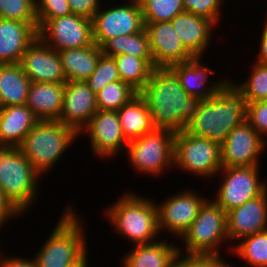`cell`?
I'll return each instance as SVG.
<instances>
[{"label":"cell","mask_w":267,"mask_h":267,"mask_svg":"<svg viewBox=\"0 0 267 267\" xmlns=\"http://www.w3.org/2000/svg\"><path fill=\"white\" fill-rule=\"evenodd\" d=\"M139 94L147 102L154 127L174 133L186 128L202 102L185 92L169 68H154Z\"/></svg>","instance_id":"1"},{"label":"cell","mask_w":267,"mask_h":267,"mask_svg":"<svg viewBox=\"0 0 267 267\" xmlns=\"http://www.w3.org/2000/svg\"><path fill=\"white\" fill-rule=\"evenodd\" d=\"M246 113L244 94L229 79L214 96L202 100L185 130L194 136L223 144L227 135L246 120Z\"/></svg>","instance_id":"2"},{"label":"cell","mask_w":267,"mask_h":267,"mask_svg":"<svg viewBox=\"0 0 267 267\" xmlns=\"http://www.w3.org/2000/svg\"><path fill=\"white\" fill-rule=\"evenodd\" d=\"M105 214L113 229L133 245L151 243L159 237L157 206L149 197L124 193Z\"/></svg>","instance_id":"3"},{"label":"cell","mask_w":267,"mask_h":267,"mask_svg":"<svg viewBox=\"0 0 267 267\" xmlns=\"http://www.w3.org/2000/svg\"><path fill=\"white\" fill-rule=\"evenodd\" d=\"M78 136L59 120H39L26 134L19 149L42 177L54 168Z\"/></svg>","instance_id":"4"},{"label":"cell","mask_w":267,"mask_h":267,"mask_svg":"<svg viewBox=\"0 0 267 267\" xmlns=\"http://www.w3.org/2000/svg\"><path fill=\"white\" fill-rule=\"evenodd\" d=\"M72 206L64 210L53 231L34 257L37 267H68L86 251L80 216Z\"/></svg>","instance_id":"5"},{"label":"cell","mask_w":267,"mask_h":267,"mask_svg":"<svg viewBox=\"0 0 267 267\" xmlns=\"http://www.w3.org/2000/svg\"><path fill=\"white\" fill-rule=\"evenodd\" d=\"M40 176L19 147L0 145V187L22 213L37 198Z\"/></svg>","instance_id":"6"},{"label":"cell","mask_w":267,"mask_h":267,"mask_svg":"<svg viewBox=\"0 0 267 267\" xmlns=\"http://www.w3.org/2000/svg\"><path fill=\"white\" fill-rule=\"evenodd\" d=\"M227 213L214 200L207 199L193 223L179 238L186 255H220L221 243L229 241Z\"/></svg>","instance_id":"7"},{"label":"cell","mask_w":267,"mask_h":267,"mask_svg":"<svg viewBox=\"0 0 267 267\" xmlns=\"http://www.w3.org/2000/svg\"><path fill=\"white\" fill-rule=\"evenodd\" d=\"M174 140V132L154 128L130 141L124 152H127L128 161L136 171L158 176L174 167Z\"/></svg>","instance_id":"8"},{"label":"cell","mask_w":267,"mask_h":267,"mask_svg":"<svg viewBox=\"0 0 267 267\" xmlns=\"http://www.w3.org/2000/svg\"><path fill=\"white\" fill-rule=\"evenodd\" d=\"M175 166L202 178L218 175L222 168V144L189 134L185 129L177 132L174 140Z\"/></svg>","instance_id":"9"},{"label":"cell","mask_w":267,"mask_h":267,"mask_svg":"<svg viewBox=\"0 0 267 267\" xmlns=\"http://www.w3.org/2000/svg\"><path fill=\"white\" fill-rule=\"evenodd\" d=\"M259 165L248 167H222V182L214 201L227 213L233 208L261 195L267 184L259 177Z\"/></svg>","instance_id":"10"},{"label":"cell","mask_w":267,"mask_h":267,"mask_svg":"<svg viewBox=\"0 0 267 267\" xmlns=\"http://www.w3.org/2000/svg\"><path fill=\"white\" fill-rule=\"evenodd\" d=\"M126 4L112 5L104 10L100 8L93 16V41L99 47L116 36L131 35L145 29L139 1L129 0Z\"/></svg>","instance_id":"11"},{"label":"cell","mask_w":267,"mask_h":267,"mask_svg":"<svg viewBox=\"0 0 267 267\" xmlns=\"http://www.w3.org/2000/svg\"><path fill=\"white\" fill-rule=\"evenodd\" d=\"M38 37L56 51L93 45L92 19L73 13L49 19L38 29Z\"/></svg>","instance_id":"12"},{"label":"cell","mask_w":267,"mask_h":267,"mask_svg":"<svg viewBox=\"0 0 267 267\" xmlns=\"http://www.w3.org/2000/svg\"><path fill=\"white\" fill-rule=\"evenodd\" d=\"M194 192L191 188L167 197L161 203H156L158 212V227L160 233L167 230L178 239L193 223L202 205L207 199Z\"/></svg>","instance_id":"13"},{"label":"cell","mask_w":267,"mask_h":267,"mask_svg":"<svg viewBox=\"0 0 267 267\" xmlns=\"http://www.w3.org/2000/svg\"><path fill=\"white\" fill-rule=\"evenodd\" d=\"M88 133L94 155L112 158L126 150L129 141L123 133L117 111L98 110L80 134Z\"/></svg>","instance_id":"14"},{"label":"cell","mask_w":267,"mask_h":267,"mask_svg":"<svg viewBox=\"0 0 267 267\" xmlns=\"http://www.w3.org/2000/svg\"><path fill=\"white\" fill-rule=\"evenodd\" d=\"M267 141L245 120L236 126L222 144V167H248L259 165Z\"/></svg>","instance_id":"15"},{"label":"cell","mask_w":267,"mask_h":267,"mask_svg":"<svg viewBox=\"0 0 267 267\" xmlns=\"http://www.w3.org/2000/svg\"><path fill=\"white\" fill-rule=\"evenodd\" d=\"M145 30L148 34L155 68H169L176 63L195 58L184 46L171 21L147 23Z\"/></svg>","instance_id":"16"},{"label":"cell","mask_w":267,"mask_h":267,"mask_svg":"<svg viewBox=\"0 0 267 267\" xmlns=\"http://www.w3.org/2000/svg\"><path fill=\"white\" fill-rule=\"evenodd\" d=\"M19 64L31 82H67L58 51L39 37L26 49Z\"/></svg>","instance_id":"17"},{"label":"cell","mask_w":267,"mask_h":267,"mask_svg":"<svg viewBox=\"0 0 267 267\" xmlns=\"http://www.w3.org/2000/svg\"><path fill=\"white\" fill-rule=\"evenodd\" d=\"M98 111L96 94L85 81H67L59 121L78 135Z\"/></svg>","instance_id":"18"},{"label":"cell","mask_w":267,"mask_h":267,"mask_svg":"<svg viewBox=\"0 0 267 267\" xmlns=\"http://www.w3.org/2000/svg\"><path fill=\"white\" fill-rule=\"evenodd\" d=\"M229 241L267 230V189L259 196L227 212Z\"/></svg>","instance_id":"19"},{"label":"cell","mask_w":267,"mask_h":267,"mask_svg":"<svg viewBox=\"0 0 267 267\" xmlns=\"http://www.w3.org/2000/svg\"><path fill=\"white\" fill-rule=\"evenodd\" d=\"M38 31L28 22L0 18V64L20 63Z\"/></svg>","instance_id":"20"},{"label":"cell","mask_w":267,"mask_h":267,"mask_svg":"<svg viewBox=\"0 0 267 267\" xmlns=\"http://www.w3.org/2000/svg\"><path fill=\"white\" fill-rule=\"evenodd\" d=\"M201 57H195L189 61L176 63L169 67V69L177 76L180 85L190 96H196L202 100L214 96L222 85L228 80L227 78L220 81H214L211 86L207 84L210 74L215 71L205 67L202 64ZM208 85V86H207Z\"/></svg>","instance_id":"21"},{"label":"cell","mask_w":267,"mask_h":267,"mask_svg":"<svg viewBox=\"0 0 267 267\" xmlns=\"http://www.w3.org/2000/svg\"><path fill=\"white\" fill-rule=\"evenodd\" d=\"M171 23L184 46L195 56L202 57L211 41L212 30L216 26L207 18L184 11L175 16Z\"/></svg>","instance_id":"22"},{"label":"cell","mask_w":267,"mask_h":267,"mask_svg":"<svg viewBox=\"0 0 267 267\" xmlns=\"http://www.w3.org/2000/svg\"><path fill=\"white\" fill-rule=\"evenodd\" d=\"M175 245V246H174ZM122 258V267H176L179 247L159 238L151 243L134 245Z\"/></svg>","instance_id":"23"},{"label":"cell","mask_w":267,"mask_h":267,"mask_svg":"<svg viewBox=\"0 0 267 267\" xmlns=\"http://www.w3.org/2000/svg\"><path fill=\"white\" fill-rule=\"evenodd\" d=\"M39 119L26 105L0 108V145L19 147Z\"/></svg>","instance_id":"24"},{"label":"cell","mask_w":267,"mask_h":267,"mask_svg":"<svg viewBox=\"0 0 267 267\" xmlns=\"http://www.w3.org/2000/svg\"><path fill=\"white\" fill-rule=\"evenodd\" d=\"M64 83L31 82L26 105L39 120H59Z\"/></svg>","instance_id":"25"},{"label":"cell","mask_w":267,"mask_h":267,"mask_svg":"<svg viewBox=\"0 0 267 267\" xmlns=\"http://www.w3.org/2000/svg\"><path fill=\"white\" fill-rule=\"evenodd\" d=\"M67 81H86L94 72L102 49L96 43L58 51Z\"/></svg>","instance_id":"26"},{"label":"cell","mask_w":267,"mask_h":267,"mask_svg":"<svg viewBox=\"0 0 267 267\" xmlns=\"http://www.w3.org/2000/svg\"><path fill=\"white\" fill-rule=\"evenodd\" d=\"M120 124L125 138L130 142L150 132L155 127L147 102L138 93L118 111Z\"/></svg>","instance_id":"27"},{"label":"cell","mask_w":267,"mask_h":267,"mask_svg":"<svg viewBox=\"0 0 267 267\" xmlns=\"http://www.w3.org/2000/svg\"><path fill=\"white\" fill-rule=\"evenodd\" d=\"M30 84L19 63L0 64V108L26 104Z\"/></svg>","instance_id":"28"},{"label":"cell","mask_w":267,"mask_h":267,"mask_svg":"<svg viewBox=\"0 0 267 267\" xmlns=\"http://www.w3.org/2000/svg\"><path fill=\"white\" fill-rule=\"evenodd\" d=\"M113 58L117 64L120 80L139 93L155 68L153 58H140L128 54H119Z\"/></svg>","instance_id":"29"},{"label":"cell","mask_w":267,"mask_h":267,"mask_svg":"<svg viewBox=\"0 0 267 267\" xmlns=\"http://www.w3.org/2000/svg\"><path fill=\"white\" fill-rule=\"evenodd\" d=\"M102 53L107 56L128 54L140 58H153L146 30L131 35L116 36L102 46Z\"/></svg>","instance_id":"30"},{"label":"cell","mask_w":267,"mask_h":267,"mask_svg":"<svg viewBox=\"0 0 267 267\" xmlns=\"http://www.w3.org/2000/svg\"><path fill=\"white\" fill-rule=\"evenodd\" d=\"M242 240V241H241ZM230 251L248 266L267 267V230L244 237Z\"/></svg>","instance_id":"31"},{"label":"cell","mask_w":267,"mask_h":267,"mask_svg":"<svg viewBox=\"0 0 267 267\" xmlns=\"http://www.w3.org/2000/svg\"><path fill=\"white\" fill-rule=\"evenodd\" d=\"M137 94L135 89L121 80L109 83L96 93L98 110L118 111Z\"/></svg>","instance_id":"32"},{"label":"cell","mask_w":267,"mask_h":267,"mask_svg":"<svg viewBox=\"0 0 267 267\" xmlns=\"http://www.w3.org/2000/svg\"><path fill=\"white\" fill-rule=\"evenodd\" d=\"M144 24L171 21L185 11L183 0H138Z\"/></svg>","instance_id":"33"},{"label":"cell","mask_w":267,"mask_h":267,"mask_svg":"<svg viewBox=\"0 0 267 267\" xmlns=\"http://www.w3.org/2000/svg\"><path fill=\"white\" fill-rule=\"evenodd\" d=\"M248 79L234 84L243 92L246 104L267 100V65L254 63Z\"/></svg>","instance_id":"34"},{"label":"cell","mask_w":267,"mask_h":267,"mask_svg":"<svg viewBox=\"0 0 267 267\" xmlns=\"http://www.w3.org/2000/svg\"><path fill=\"white\" fill-rule=\"evenodd\" d=\"M0 18L28 22L38 31L35 0H0Z\"/></svg>","instance_id":"35"},{"label":"cell","mask_w":267,"mask_h":267,"mask_svg":"<svg viewBox=\"0 0 267 267\" xmlns=\"http://www.w3.org/2000/svg\"><path fill=\"white\" fill-rule=\"evenodd\" d=\"M120 80L117 64L112 56L100 55L94 72L85 81L96 94L107 84Z\"/></svg>","instance_id":"36"},{"label":"cell","mask_w":267,"mask_h":267,"mask_svg":"<svg viewBox=\"0 0 267 267\" xmlns=\"http://www.w3.org/2000/svg\"><path fill=\"white\" fill-rule=\"evenodd\" d=\"M38 29L49 19L70 15L68 0H35Z\"/></svg>","instance_id":"37"},{"label":"cell","mask_w":267,"mask_h":267,"mask_svg":"<svg viewBox=\"0 0 267 267\" xmlns=\"http://www.w3.org/2000/svg\"><path fill=\"white\" fill-rule=\"evenodd\" d=\"M225 0H183L185 11L211 20L217 25L221 16V7ZM222 4V5H221Z\"/></svg>","instance_id":"38"},{"label":"cell","mask_w":267,"mask_h":267,"mask_svg":"<svg viewBox=\"0 0 267 267\" xmlns=\"http://www.w3.org/2000/svg\"><path fill=\"white\" fill-rule=\"evenodd\" d=\"M183 249L179 247V256L176 261V267H235L230 265L220 255H186ZM184 257H183V256ZM247 267V266H246Z\"/></svg>","instance_id":"39"},{"label":"cell","mask_w":267,"mask_h":267,"mask_svg":"<svg viewBox=\"0 0 267 267\" xmlns=\"http://www.w3.org/2000/svg\"><path fill=\"white\" fill-rule=\"evenodd\" d=\"M246 120L264 139L267 135V100L247 103Z\"/></svg>","instance_id":"40"},{"label":"cell","mask_w":267,"mask_h":267,"mask_svg":"<svg viewBox=\"0 0 267 267\" xmlns=\"http://www.w3.org/2000/svg\"><path fill=\"white\" fill-rule=\"evenodd\" d=\"M68 4L73 14L82 15L91 19L101 7L99 0H68Z\"/></svg>","instance_id":"41"},{"label":"cell","mask_w":267,"mask_h":267,"mask_svg":"<svg viewBox=\"0 0 267 267\" xmlns=\"http://www.w3.org/2000/svg\"><path fill=\"white\" fill-rule=\"evenodd\" d=\"M22 212L11 202L0 187V227L12 220L13 217H20Z\"/></svg>","instance_id":"42"},{"label":"cell","mask_w":267,"mask_h":267,"mask_svg":"<svg viewBox=\"0 0 267 267\" xmlns=\"http://www.w3.org/2000/svg\"><path fill=\"white\" fill-rule=\"evenodd\" d=\"M0 254V267H37L35 259H26L22 257L2 256Z\"/></svg>","instance_id":"43"},{"label":"cell","mask_w":267,"mask_h":267,"mask_svg":"<svg viewBox=\"0 0 267 267\" xmlns=\"http://www.w3.org/2000/svg\"><path fill=\"white\" fill-rule=\"evenodd\" d=\"M263 24V30L259 43V55H257V63L267 65V18Z\"/></svg>","instance_id":"44"},{"label":"cell","mask_w":267,"mask_h":267,"mask_svg":"<svg viewBox=\"0 0 267 267\" xmlns=\"http://www.w3.org/2000/svg\"><path fill=\"white\" fill-rule=\"evenodd\" d=\"M88 252L86 251L78 260L69 265L68 267H87L88 266Z\"/></svg>","instance_id":"45"}]
</instances>
